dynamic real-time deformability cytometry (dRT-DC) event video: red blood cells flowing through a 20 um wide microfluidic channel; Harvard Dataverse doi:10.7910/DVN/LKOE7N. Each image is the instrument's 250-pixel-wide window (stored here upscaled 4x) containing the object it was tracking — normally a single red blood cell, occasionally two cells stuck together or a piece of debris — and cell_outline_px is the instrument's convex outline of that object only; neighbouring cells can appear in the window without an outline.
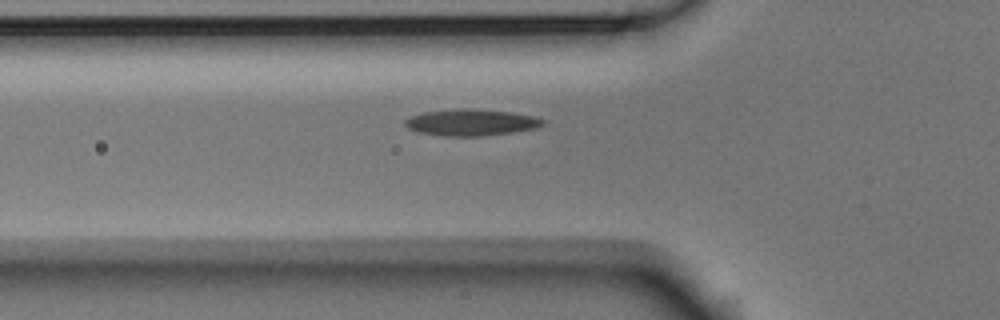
{"species": "Egyptian fruit bat (a non-hibernating species)", "species_latin": "Rousettus aegyptiacus", "temperature_condition": "room temperature", "stored_images_in_passage": 32, "camera_frame_rate_fps": 3000, "um_per_image_px": 0.085, "animal": {"sex": "male"}, "frame": {"image": 1, "passage_image": 2, "time_ms": 0.333, "image_size_px": [1000, 320], "cell_outline_px": [[544, 124], [536, 128], [512, 132], [480, 136], [444, 136], [416, 132], [408, 128], [404, 124], [404, 120], [412, 116], [424, 112], [464, 108], [508, 112], [532, 116], [544, 120]], "centroid_in_image_um": [40.0, 10.42], "position_along_channel_um": 85.8, "area_um2": 20.98}}
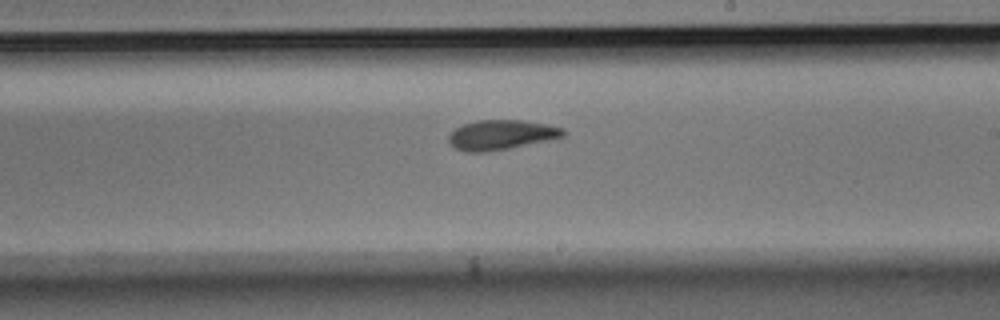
{"frame": {"image": 2, "passage_image": 15, "time_ms": 4.667, "image_size_px": [1000, 320], "cell_outline_px": [[568, 132], [564, 136], [508, 148], [488, 152], [464, 152], [456, 148], [448, 140], [448, 136], [456, 128], [464, 124], [476, 120], [520, 120], [544, 124], [564, 128]], "centroid_in_image_um": [42.59, 11.46], "position_along_channel_um": 246.4, "area_um2": 19.59}}
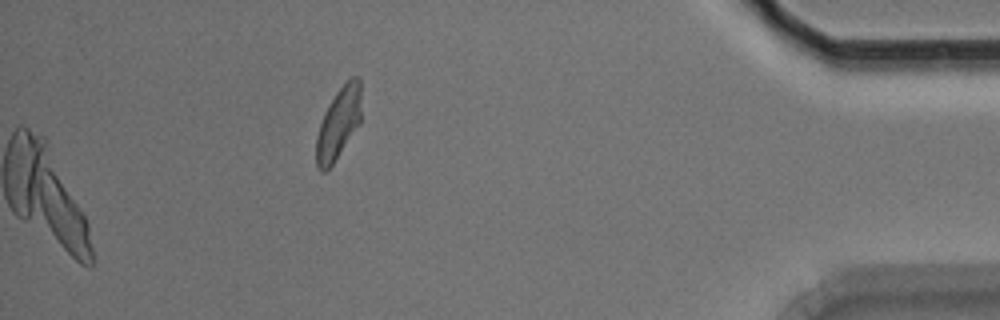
{"frame": {"image": 3, "passage_image": 32, "time_ms": 10.333, "image_size_px": [1000, 320], "cell_outline_px": [[360, 124], [332, 164], [324, 172], [320, 172], [316, 168], [316, 136], [324, 112], [336, 92], [352, 76], [356, 76], [360, 80]], "centroid_in_image_um": [28.75, 10.51], "position_along_channel_um": 406.4, "area_um2": 18.55}}